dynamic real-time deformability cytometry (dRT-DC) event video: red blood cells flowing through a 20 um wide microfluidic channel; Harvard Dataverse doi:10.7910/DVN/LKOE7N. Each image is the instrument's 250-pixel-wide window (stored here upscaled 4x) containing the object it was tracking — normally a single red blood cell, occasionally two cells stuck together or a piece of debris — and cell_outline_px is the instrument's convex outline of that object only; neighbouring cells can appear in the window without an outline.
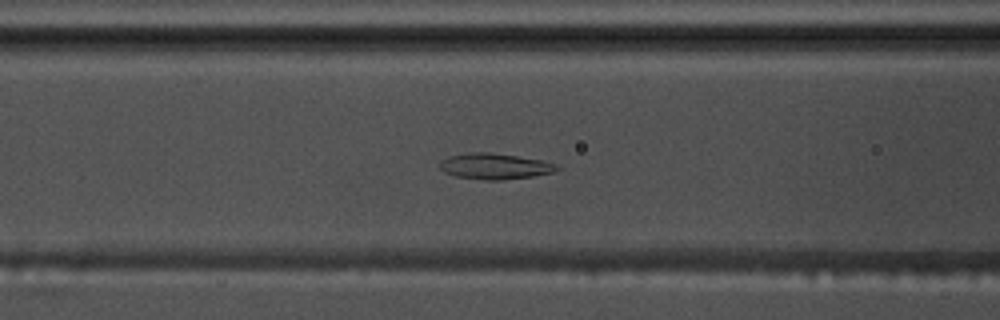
{"species": "common noctule bat (a hibernating species)", "species_latin": "Nyctalus noctula", "temperature_condition": "warm", "stored_images_in_passage": 58, "camera_frame_rate_fps": 3000, "um_per_image_px": 0.085, "animal": {"sex": "male", "body_mass_g": 17.5, "forearm_length_mm": 52.3}, "frame": {"image": 1, "passage_image": 24, "time_ms": 7.667, "image_size_px": [1000, 320], "cell_outline_px": [[560, 168], [556, 172], [532, 176], [504, 180], [484, 180], [456, 176], [444, 172], [440, 168], [440, 160], [448, 156], [468, 152], [488, 152], [516, 156], [540, 160], [556, 164]], "centroid_in_image_um": [42.04, 14.13], "position_along_channel_um": 124.6, "area_um2": 17.69}}
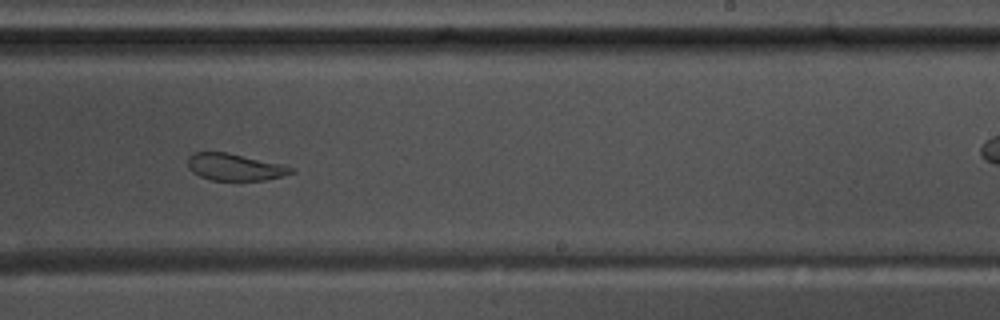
{"frame": {"image": 2, "passage_image": 36, "time_ms": 11.667, "image_size_px": [1000, 320], "cell_outline_px": [[296, 172], [264, 180], [212, 180], [200, 176], [192, 172], [188, 168], [188, 156], [192, 152], [228, 152], [284, 164], [296, 168]], "centroid_in_image_um": [19.98, 14.18], "position_along_channel_um": 269.0, "area_um2": 16.42}}
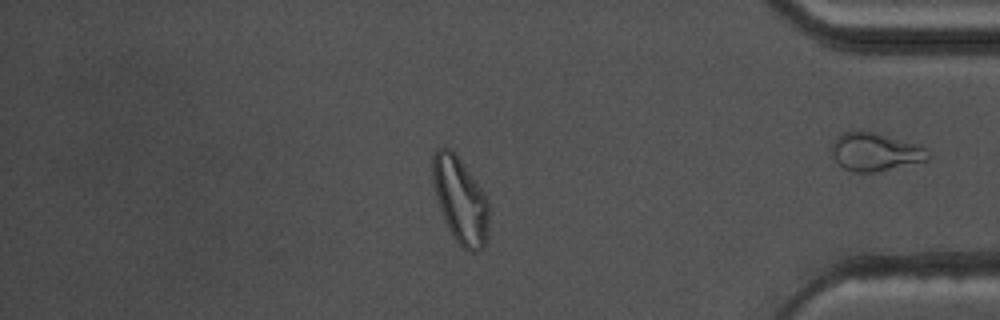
{"frame": {"image": 3, "passage_image": 49, "time_ms": 16.0, "image_size_px": [1000, 320], "cell_outline_px": [[488, 224], [484, 248], [472, 252], [468, 252], [452, 236], [448, 228], [440, 208], [432, 184], [432, 156], [436, 148], [452, 148], [480, 188], [488, 200]], "centroid_in_image_um": [39.1, 17.0], "position_along_channel_um": 396.1, "area_um2": 27.92}, "authors_computed_cell_mechanics": {"area_um2": 22.1952, "velocity_mm_per_s": 3.6231, "shape_relaxation_time_tau1_ms": null, "shape_relaxation_time_tau2_ms": 2.0393, "deformation_change_tau1": null, "deformation_change_tau2": 0.0743}}